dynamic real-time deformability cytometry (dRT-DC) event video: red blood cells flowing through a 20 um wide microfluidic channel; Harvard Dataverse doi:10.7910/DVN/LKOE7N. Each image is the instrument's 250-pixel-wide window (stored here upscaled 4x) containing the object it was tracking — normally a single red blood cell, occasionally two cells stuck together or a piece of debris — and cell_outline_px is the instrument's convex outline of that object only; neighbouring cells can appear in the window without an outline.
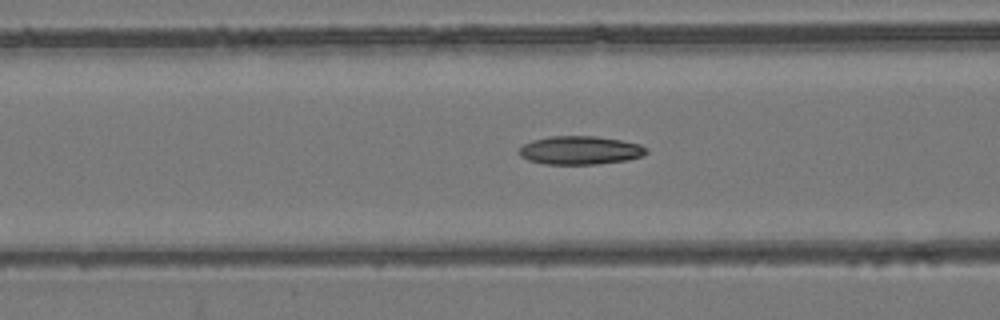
{"species": "common noctule bat (a hibernating species)", "species_latin": "Nyctalus noctula", "temperature_condition": "room temperature", "stored_images_in_passage": 54, "camera_frame_rate_fps": 3000, "um_per_image_px": 0.085, "animal": {"sex": "female", "body_mass_g": 24.6, "forearm_length_mm": 56.2}, "frame": {"image": 1, "passage_image": 22, "time_ms": 7.0, "image_size_px": [1000, 320], "cell_outline_px": [[648, 152], [644, 156], [628, 160], [596, 164], [544, 164], [528, 160], [520, 156], [516, 152], [524, 144], [532, 140], [548, 136], [596, 136], [620, 140], [640, 144], [648, 148]], "centroid_in_image_um": [49.31, 12.77], "position_along_channel_um": 117.3, "area_um2": 21.33}}
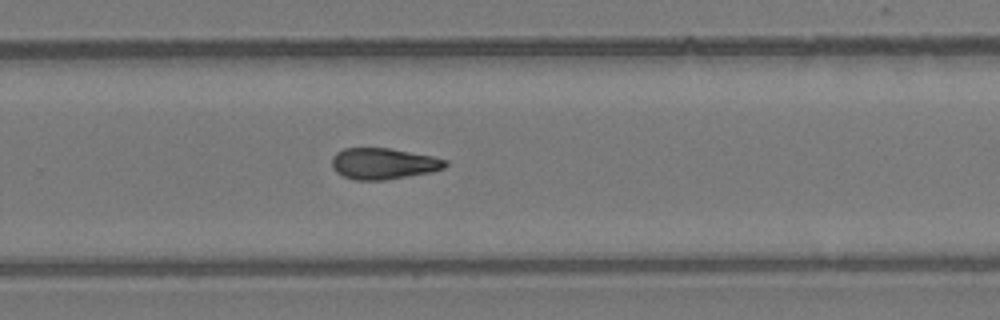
{"frame": {"image": 2, "passage_image": 36, "time_ms": 11.667, "image_size_px": [1000, 320], "cell_outline_px": [[448, 164], [444, 168], [432, 172], [384, 180], [356, 180], [344, 176], [336, 172], [332, 168], [332, 156], [336, 152], [344, 148], [388, 148], [432, 156], [448, 160]], "centroid_in_image_um": [32.58, 13.91], "position_along_channel_um": 297.2, "area_um2": 20.63}}
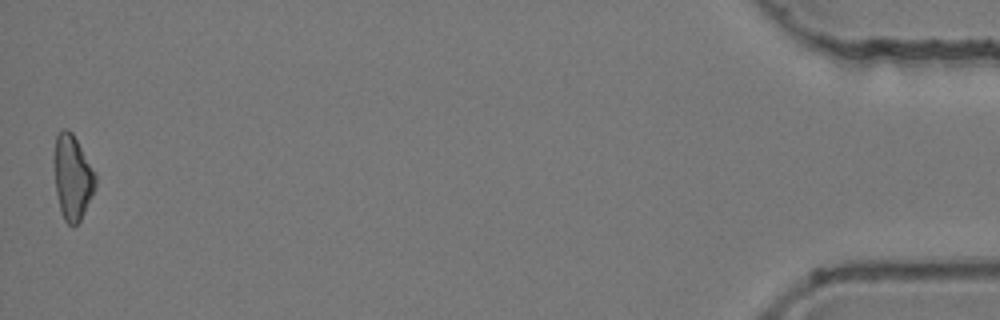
{"frame": {"image": 3, "passage_image": 54, "time_ms": 17.667, "image_size_px": [1000, 320], "cell_outline_px": [[96, 184], [92, 196], [80, 220], [72, 228], [64, 220], [60, 212], [56, 192], [52, 160], [52, 156], [56, 136], [64, 128], [68, 128], [72, 132], [96, 172]], "centroid_in_image_um": [6.13, 15.05], "position_along_channel_um": 429.1, "area_um2": 20.92}}